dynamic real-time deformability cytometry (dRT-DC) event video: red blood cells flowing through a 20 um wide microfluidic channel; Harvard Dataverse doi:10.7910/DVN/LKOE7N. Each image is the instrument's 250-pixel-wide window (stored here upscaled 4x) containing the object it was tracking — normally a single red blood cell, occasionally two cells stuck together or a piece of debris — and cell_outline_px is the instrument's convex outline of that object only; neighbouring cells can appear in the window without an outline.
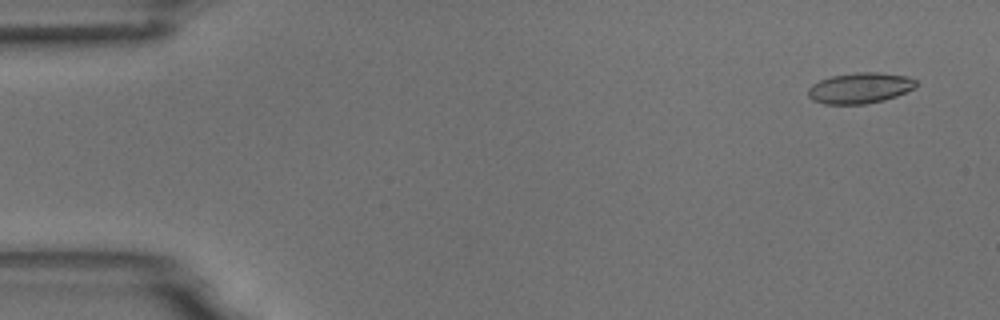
{"species": "common noctule bat (a hibernating species)", "species_latin": "Nyctalus noctula", "temperature_condition": "room temperature", "stored_images_in_passage": 54, "camera_frame_rate_fps": 3000, "um_per_image_px": 0.085, "animal": {"sex": "male", "body_mass_g": 18.8}, "frame": {"image": 1, "passage_image": 3, "time_ms": 0.667, "image_size_px": [1000, 320], "cell_outline_px": [[916, 88], [896, 96], [884, 100], [864, 104], [824, 104], [812, 100], [808, 96], [808, 88], [812, 84], [820, 80], [832, 76], [856, 72], [876, 72], [908, 76], [916, 80]], "centroid_in_image_um": [73.1, 7.48], "position_along_channel_um": 11.9, "area_um2": 19.42}}
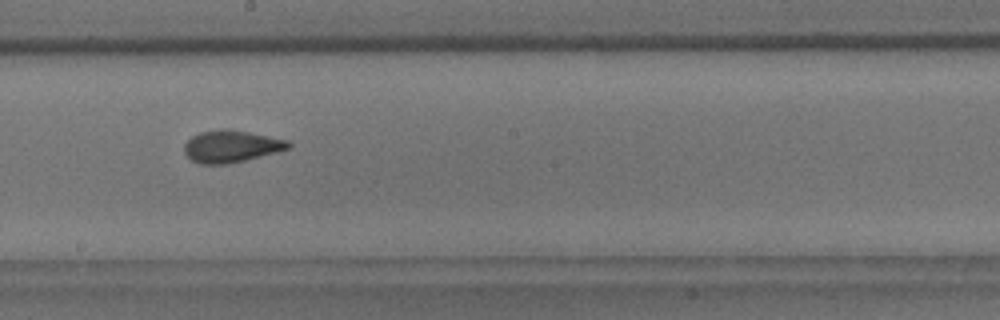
{"frame": {"image": 2, "passage_image": 30, "time_ms": 9.667, "image_size_px": [1000, 320], "cell_outline_px": [[292, 144], [288, 148], [276, 152], [228, 164], [200, 164], [192, 160], [184, 152], [184, 144], [192, 136], [200, 132], [220, 128], [228, 128], [288, 140]], "centroid_in_image_um": [19.62, 12.43], "position_along_channel_um": 228.6, "area_um2": 19.36}}
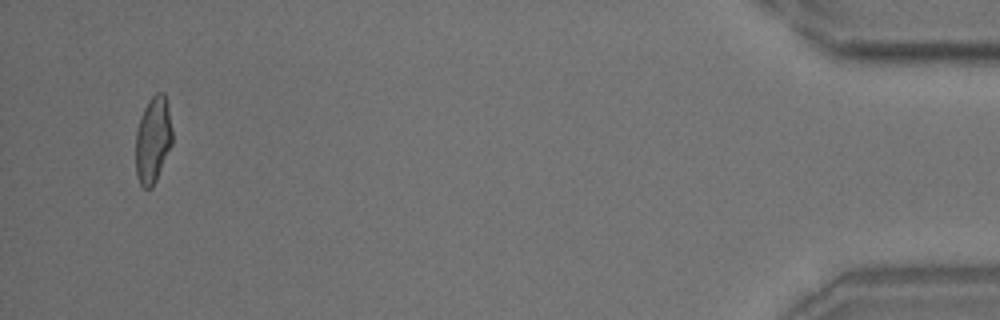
{"frame": {"image": 3, "passage_image": 52, "time_ms": 17.0, "image_size_px": [1000, 320], "cell_outline_px": [[172, 144], [156, 180], [152, 188], [144, 188], [140, 184], [136, 176], [136, 132], [140, 116], [148, 100], [156, 92], [164, 92], [168, 104], [172, 128]], "centroid_in_image_um": [13.0, 11.86], "position_along_channel_um": 422.2, "area_um2": 18.61}, "authors_computed_cell_mechanics": {"area_um2": 19.1607, "velocity_mm_per_s": 3.7373, "shape_relaxation_time_tau1_ms": 6.8184, "shape_relaxation_time_tau2_ms": 1.2139, "deformation_change_tau1": 0.1584, "deformation_change_tau2": 0.0677}}